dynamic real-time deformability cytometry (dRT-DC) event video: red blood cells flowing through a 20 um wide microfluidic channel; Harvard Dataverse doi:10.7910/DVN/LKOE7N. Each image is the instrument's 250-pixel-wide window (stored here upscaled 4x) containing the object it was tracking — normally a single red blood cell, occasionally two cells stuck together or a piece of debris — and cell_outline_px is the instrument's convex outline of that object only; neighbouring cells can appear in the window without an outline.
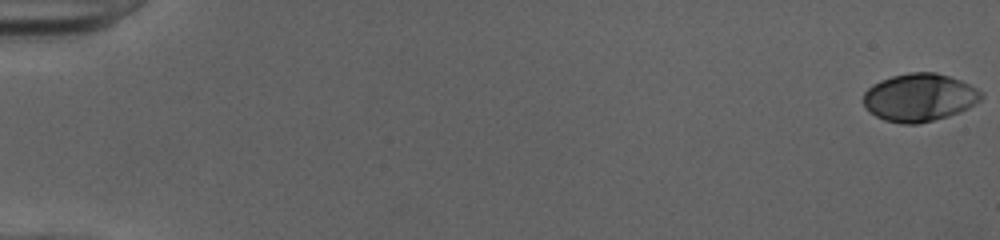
{"species": "human", "species_latin": "Homo sapiens", "temperature_condition": "cold", "stored_images_in_passage": 52, "camera_frame_rate_fps": 3000, "um_per_image_px": 0.085, "donor": {"sex": "female"}, "frame": {"image": 1, "passage_image": 1, "time_ms": 0.0, "image_size_px": [1000, 240], "cell_outline_px": [[984, 96], [980, 100], [968, 108], [960, 112], [948, 116], [916, 124], [904, 124], [884, 120], [876, 116], [864, 104], [864, 92], [872, 84], [880, 80], [892, 76], [908, 72], [936, 72], [960, 80], [984, 92]], "centroid_in_image_um": [78.17, 8.27], "position_along_channel_um": 6.8, "area_um2": 32.77}}
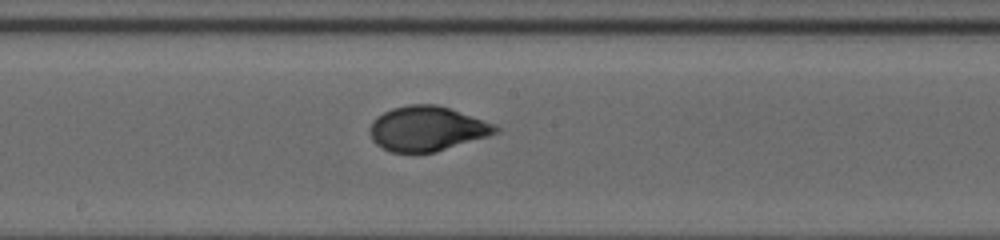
{"frame": {"image": 2, "passage_image": 30, "time_ms": 9.667, "image_size_px": [1000, 240], "cell_outline_px": [[500, 132], [488, 136], [436, 152], [392, 152], [376, 144], [372, 140], [368, 132], [368, 128], [372, 120], [376, 116], [392, 108], [408, 104], [436, 104], [496, 124], [500, 128]], "centroid_in_image_um": [36.27, 10.93], "position_along_channel_um": 211.9, "area_um2": 32.89}}
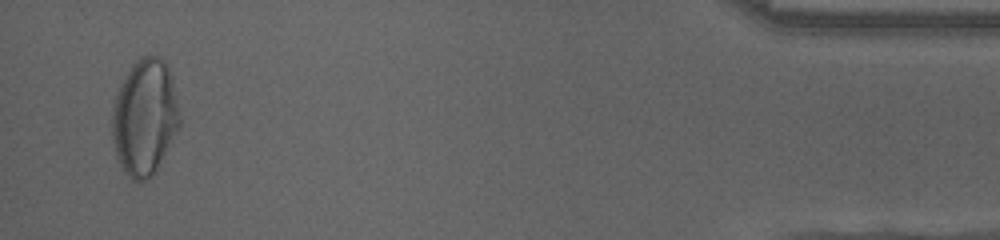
{"frame": {"image": 3, "passage_image": 51, "time_ms": 16.667, "image_size_px": [1000, 240], "cell_outline_px": [[180, 124], [156, 172], [152, 176], [144, 180], [132, 180], [124, 172], [116, 156], [112, 136], [112, 104], [116, 92], [132, 64], [140, 56], [156, 56], [164, 60], [168, 68], [180, 116]], "centroid_in_image_um": [12.27, 9.99], "position_along_channel_um": 422.9, "area_um2": 45.49}, "authors_computed_cell_mechanics": {"area_um2": 32.7726, "velocity_mm_per_s": 4.0287, "shape_relaxation_time_tau1_ms": 4.7803, "shape_relaxation_time_tau2_ms": null, "deformation_change_tau1": 0.2129, "deformation_change_tau2": null}}